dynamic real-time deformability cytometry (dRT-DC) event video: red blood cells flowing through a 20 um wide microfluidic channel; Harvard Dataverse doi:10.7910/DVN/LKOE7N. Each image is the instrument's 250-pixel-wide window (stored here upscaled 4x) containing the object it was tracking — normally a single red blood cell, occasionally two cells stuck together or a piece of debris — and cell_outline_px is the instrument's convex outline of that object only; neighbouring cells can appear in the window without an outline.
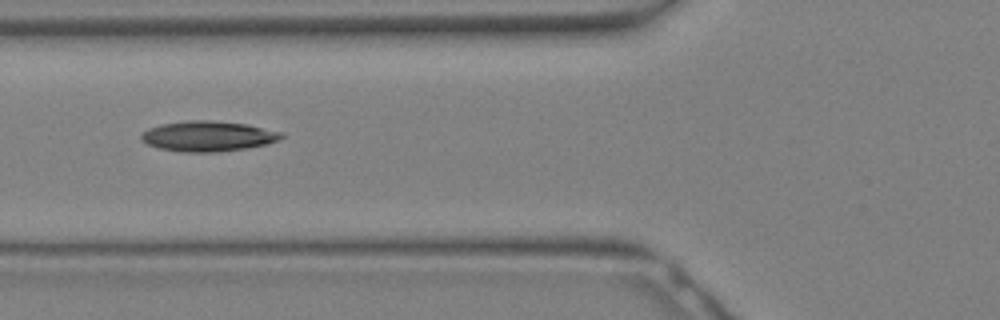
{"species": "Egyptian fruit bat (a non-hibernating species)", "species_latin": "Rousettus aegyptiacus", "temperature_condition": "warm", "stored_images_in_passage": 23, "camera_frame_rate_fps": 3000, "um_per_image_px": 0.085, "animal": {"sex": "female"}, "frame": {"image": 1, "passage_image": 4, "time_ms": 1.0, "image_size_px": [1000, 320], "cell_outline_px": [[284, 136], [280, 140], [268, 144], [248, 148], [216, 152], [184, 152], [160, 148], [148, 144], [140, 140], [140, 136], [148, 128], [164, 124], [188, 120], [208, 120], [248, 124], [284, 132]], "centroid_in_image_um": [17.74, 11.58], "position_along_channel_um": 108.1, "area_um2": 24.85}}
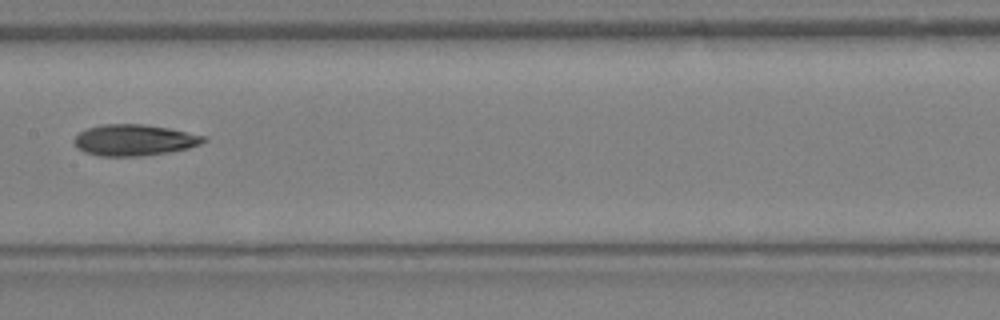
{"frame": {"image": 2, "passage_image": 8, "time_ms": 2.333, "image_size_px": [1000, 320], "cell_outline_px": [[208, 140], [200, 144], [188, 148], [168, 152], [144, 156], [100, 156], [84, 152], [76, 148], [72, 140], [80, 132], [88, 128], [100, 124], [144, 124], [168, 128], [208, 136]], "centroid_in_image_um": [11.41, 11.91], "position_along_channel_um": 196.0, "area_um2": 23.76}}
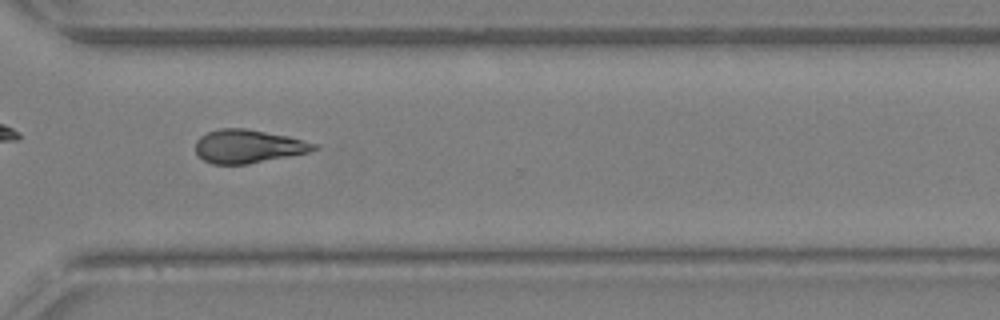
{"frame": {"image": 3, "passage_image": 15, "time_ms": 4.667, "image_size_px": [1000, 320], "cell_outline_px": [[320, 148], [308, 152], [248, 164], [212, 164], [204, 160], [196, 152], [196, 140], [200, 136], [208, 132], [220, 128], [244, 128], [288, 136], [316, 144]], "centroid_in_image_um": [21.07, 12.43], "position_along_channel_um": 349.5, "area_um2": 22.83}}